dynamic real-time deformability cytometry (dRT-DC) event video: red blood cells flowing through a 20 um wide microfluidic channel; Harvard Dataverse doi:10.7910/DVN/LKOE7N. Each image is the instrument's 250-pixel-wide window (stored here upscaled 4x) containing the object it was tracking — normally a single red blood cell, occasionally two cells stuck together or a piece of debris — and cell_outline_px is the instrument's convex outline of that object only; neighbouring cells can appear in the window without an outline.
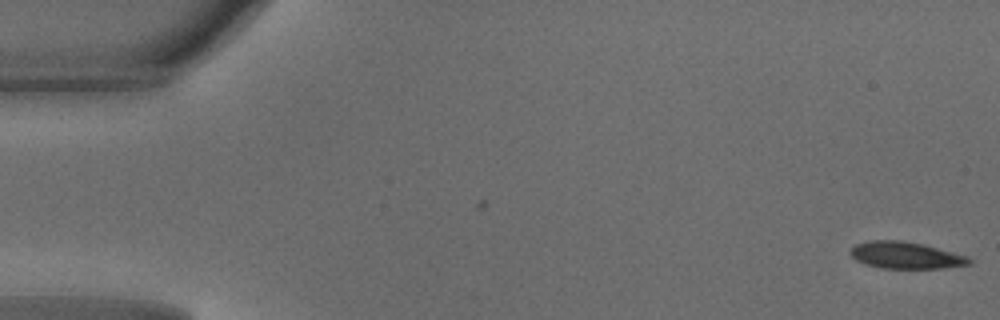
{"species": "common noctule bat (a hibernating species)", "species_latin": "Nyctalus noctula", "temperature_condition": "warm", "stored_images_in_passage": 2, "camera_frame_rate_fps": 3000, "um_per_image_px": 0.085, "animal": {"sex": "male", "body_mass_g": 18.8}, "frame": {"image": 1, "passage_image": 2, "time_ms": 0.333, "image_size_px": [1000, 320], "cell_outline_px": [[972, 264], [940, 268], [880, 268], [864, 264], [856, 260], [848, 252], [856, 244], [868, 240], [900, 240], [924, 244], [968, 256], [972, 260]], "centroid_in_image_um": [76.98, 21.69], "position_along_channel_um": 8.0, "area_um2": 18.67}}